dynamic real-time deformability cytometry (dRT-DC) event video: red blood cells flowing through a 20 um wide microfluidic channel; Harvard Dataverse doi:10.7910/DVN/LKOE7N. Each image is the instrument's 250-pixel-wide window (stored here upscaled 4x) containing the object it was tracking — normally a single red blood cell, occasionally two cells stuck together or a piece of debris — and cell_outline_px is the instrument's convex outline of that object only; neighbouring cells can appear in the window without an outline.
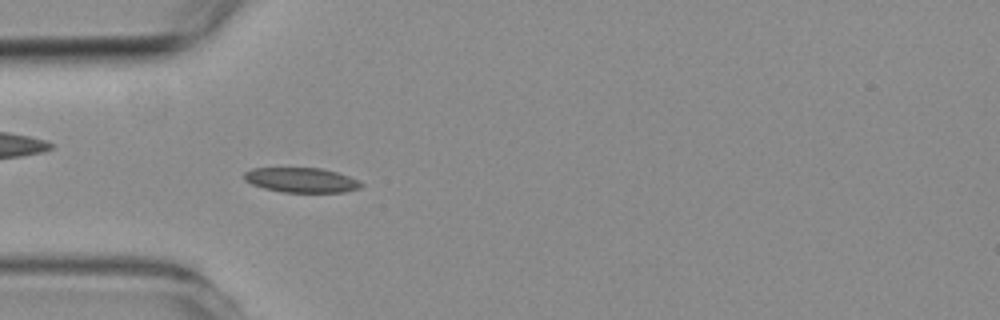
{"species": "common noctule bat (a hibernating species)", "species_latin": "Nyctalus noctula", "temperature_condition": "room temperature", "stored_images_in_passage": 2, "camera_frame_rate_fps": 3000, "um_per_image_px": 0.085, "animal": {"sex": "female", "body_mass_g": 19.3, "forearm_length_mm": 54.1}, "frame": {"image": 1, "passage_image": 2, "time_ms": 1.0, "image_size_px": [1000, 320], "cell_outline_px": [[364, 184], [360, 188], [344, 192], [284, 192], [264, 188], [252, 184], [244, 180], [244, 172], [252, 168], [320, 168], [336, 172], [360, 180]], "centroid_in_image_um": [25.63, 15.3], "position_along_channel_um": 59.4, "area_um2": 16.88}}